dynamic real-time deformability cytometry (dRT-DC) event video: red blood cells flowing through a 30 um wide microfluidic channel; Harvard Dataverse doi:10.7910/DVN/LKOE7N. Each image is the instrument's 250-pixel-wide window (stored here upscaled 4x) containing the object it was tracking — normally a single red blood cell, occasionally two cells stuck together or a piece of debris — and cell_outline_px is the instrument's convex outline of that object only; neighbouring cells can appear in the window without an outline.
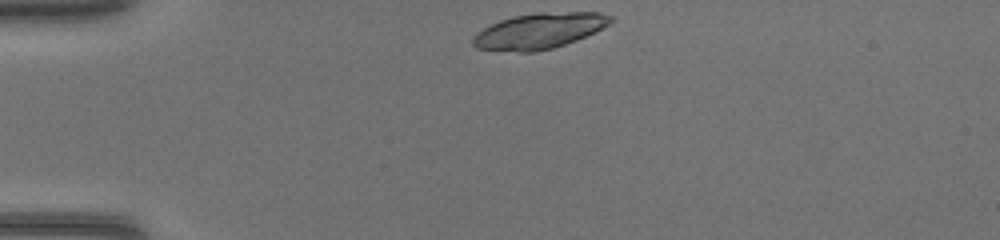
{"species": "common noctule bat (a hibernating species)", "species_latin": "Nyctalus noctula", "temperature_condition": "warm", "stored_images_in_passage": 36, "camera_frame_rate_fps": 3000, "um_per_image_px": 0.085, "animal": {"sex": "female", "body_mass_g": 17.0, "forearm_length_mm": 48.0}, "frame": {"image": 1, "passage_image": 1, "time_ms": 0.0, "image_size_px": [1000, 240], "cell_outline_px": [[612, 20], [608, 24], [576, 40], [552, 48], [536, 52], [520, 52], [476, 48], [472, 44], [472, 40], [484, 28], [500, 20], [512, 16], [536, 12], [596, 12], [612, 16]], "centroid_in_image_um": [45.81, 2.62], "position_along_channel_um": 39.2, "area_um2": 28.15}}
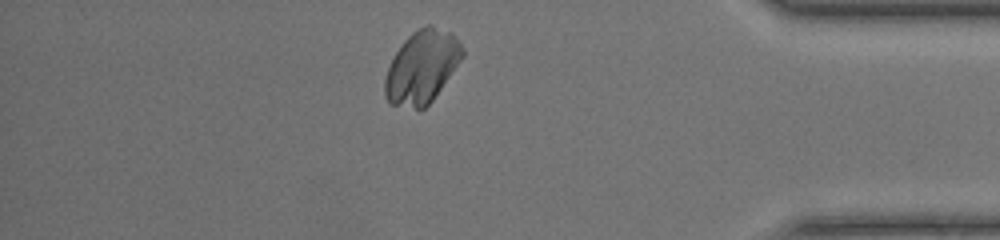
{"frame": {"image": 2, "passage_image": 30, "time_ms": 9.667, "image_size_px": [1000, 240], "cell_outline_px": [[464, 56], [432, 100], [424, 108], [416, 108], [388, 104], [384, 96], [384, 80], [388, 68], [396, 52], [404, 40], [412, 32], [428, 24], [432, 24], [452, 32], [460, 40], [464, 48]], "centroid_in_image_um": [35.87, 5.66], "position_along_channel_um": 399.3, "area_um2": 32.95}}
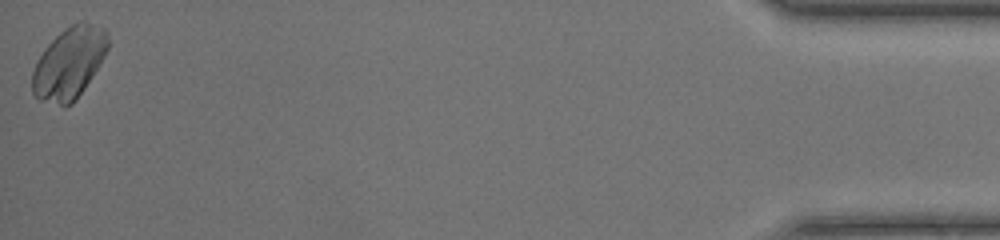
{"frame": {"image": 3, "passage_image": 36, "time_ms": 11.667, "image_size_px": [1000, 240], "cell_outline_px": [[108, 48], [104, 56], [92, 76], [76, 100], [72, 104], [64, 108], [40, 100], [32, 92], [32, 72], [36, 60], [44, 48], [64, 28], [80, 20], [84, 20], [104, 28], [108, 32]], "centroid_in_image_um": [5.87, 5.37], "position_along_channel_um": 429.3, "area_um2": 31.85}}